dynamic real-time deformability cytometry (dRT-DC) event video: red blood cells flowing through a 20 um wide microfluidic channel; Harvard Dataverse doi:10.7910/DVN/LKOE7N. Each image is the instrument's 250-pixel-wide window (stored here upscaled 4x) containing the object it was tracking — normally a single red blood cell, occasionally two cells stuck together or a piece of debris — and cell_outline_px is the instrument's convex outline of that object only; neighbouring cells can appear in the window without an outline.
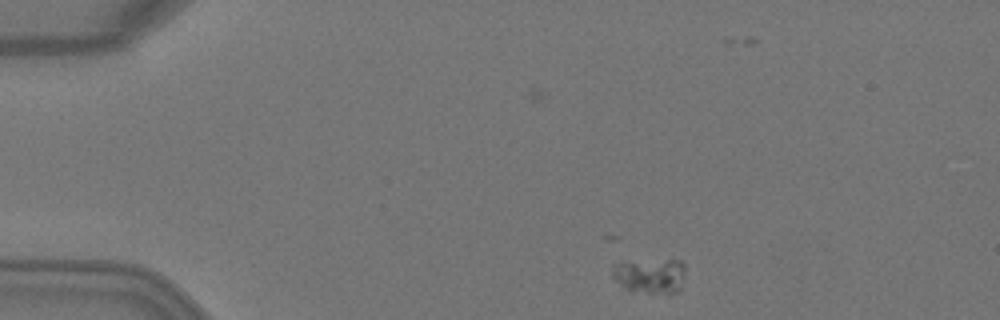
{"species": "Egyptian fruit bat (a non-hibernating species)", "species_latin": "Rousettus aegyptiacus", "temperature_condition": "warm", "stored_images_in_passage": 3, "camera_frame_rate_fps": 3000, "um_per_image_px": 0.085, "animal": {"sex": "female"}, "frame": {"image": 1, "passage_image": 1, "time_ms": 0.0, "image_size_px": [1000, 320], "cell_outline_px": [[684, 272], [680, 288], [676, 292], [648, 292], [628, 288], [620, 284], [612, 276], [612, 264], [668, 260], [680, 260], [684, 264]], "centroid_in_image_um": [55.28, 23.42], "position_along_channel_um": 29.7, "area_um2": 14.05}}
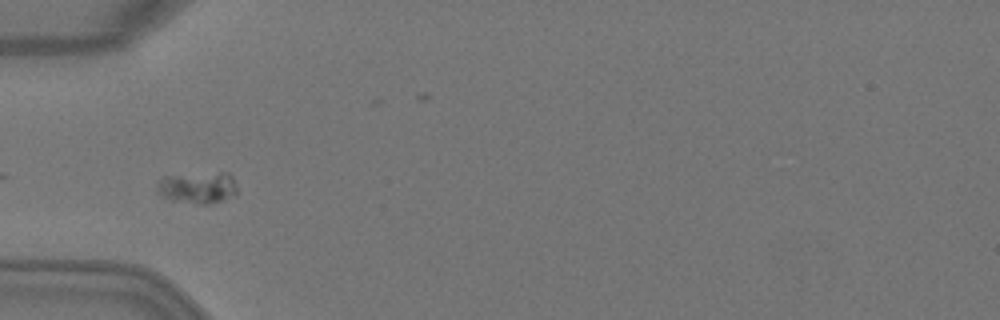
{"frame": {"image": 2, "passage_image": 3, "time_ms": 0.667, "image_size_px": [1000, 320], "cell_outline_px": [[236, 196], [208, 204], [204, 204], [172, 200], [156, 192], [156, 180], [164, 176], [220, 172], [228, 172], [232, 176], [236, 184]], "centroid_in_image_um": [16.8, 15.93], "position_along_channel_um": 68.2, "area_um2": 14.85}}